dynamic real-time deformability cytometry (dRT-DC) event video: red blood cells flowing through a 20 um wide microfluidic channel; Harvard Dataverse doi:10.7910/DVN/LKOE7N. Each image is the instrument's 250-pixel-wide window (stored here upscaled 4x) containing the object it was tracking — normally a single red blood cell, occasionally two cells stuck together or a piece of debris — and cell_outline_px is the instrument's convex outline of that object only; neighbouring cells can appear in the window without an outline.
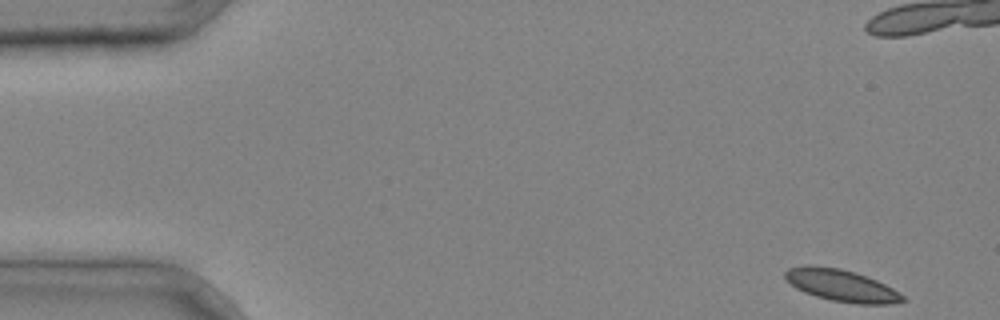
{"species": "common noctule bat (a hibernating species)", "species_latin": "Nyctalus noctula", "temperature_condition": "cold", "stored_images_in_passage": 37, "camera_frame_rate_fps": 3000, "um_per_image_px": 0.085, "animal": {"sex": "male", "body_mass_g": 20.4}, "frame": {"image": 1, "passage_image": 1, "time_ms": 0.0, "image_size_px": [1000, 320], "cell_outline_px": [[908, 300], [888, 304], [856, 304], [832, 300], [816, 296], [804, 292], [796, 288], [784, 280], [784, 272], [788, 268], [808, 264], [840, 268], [856, 272], [876, 280], [892, 288], [904, 296]], "centroid_in_image_um": [71.48, 24.25], "position_along_channel_um": 13.5, "area_um2": 22.02}}